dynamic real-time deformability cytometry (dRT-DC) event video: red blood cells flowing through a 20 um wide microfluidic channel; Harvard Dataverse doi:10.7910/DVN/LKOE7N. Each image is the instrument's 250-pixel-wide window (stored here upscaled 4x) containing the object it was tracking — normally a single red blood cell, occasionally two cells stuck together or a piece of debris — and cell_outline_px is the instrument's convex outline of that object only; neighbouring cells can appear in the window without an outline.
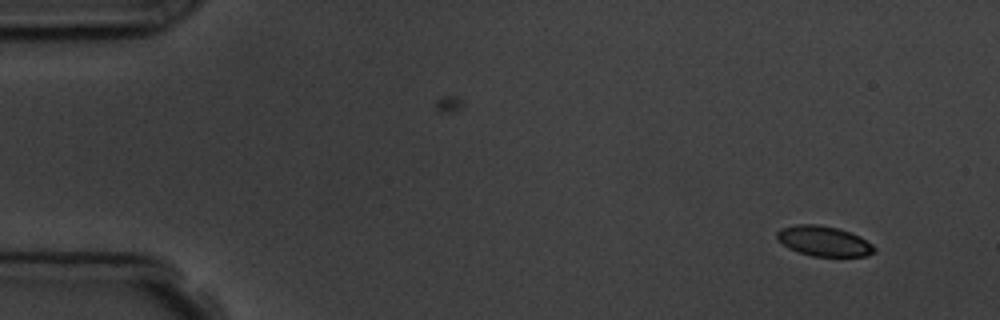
{"species": "common noctule bat (a hibernating species)", "species_latin": "Nyctalus noctula", "temperature_condition": "room temperature", "stored_images_in_passage": 8, "camera_frame_rate_fps": 3000, "um_per_image_px": 0.085, "animal": {"sex": "male", "body_mass_g": 19.5, "forearm_length_mm": 54.6}, "frame": {"image": 1, "passage_image": 1, "time_ms": 0.0, "image_size_px": [1000, 320], "cell_outline_px": [[876, 252], [868, 256], [812, 256], [788, 248], [776, 240], [776, 232], [780, 228], [796, 224], [816, 224], [836, 228], [860, 236], [872, 244], [876, 248]], "centroid_in_image_um": [70.0, 20.49], "position_along_channel_um": 15.0, "area_um2": 17.17}}
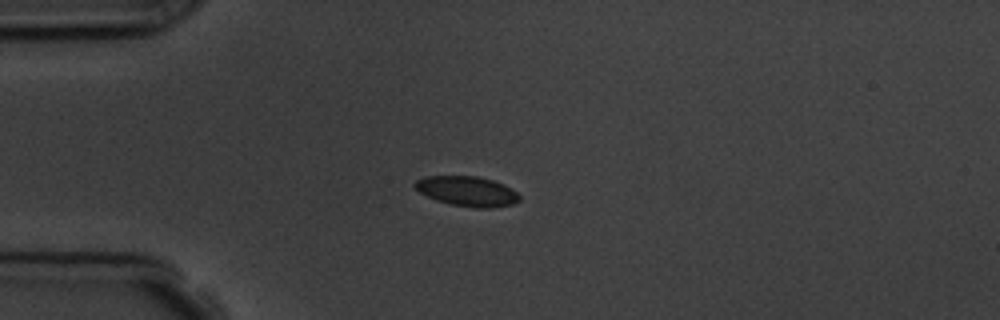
{"frame": {"image": 2, "passage_image": 4, "time_ms": 3.333, "image_size_px": [1000, 320], "cell_outline_px": [[520, 200], [512, 204], [492, 208], [472, 208], [452, 204], [436, 200], [420, 192], [412, 184], [416, 180], [428, 176], [476, 176], [492, 180], [504, 184], [516, 192], [520, 196]], "centroid_in_image_um": [39.72, 16.26], "position_along_channel_um": 45.3, "area_um2": 18.15}}